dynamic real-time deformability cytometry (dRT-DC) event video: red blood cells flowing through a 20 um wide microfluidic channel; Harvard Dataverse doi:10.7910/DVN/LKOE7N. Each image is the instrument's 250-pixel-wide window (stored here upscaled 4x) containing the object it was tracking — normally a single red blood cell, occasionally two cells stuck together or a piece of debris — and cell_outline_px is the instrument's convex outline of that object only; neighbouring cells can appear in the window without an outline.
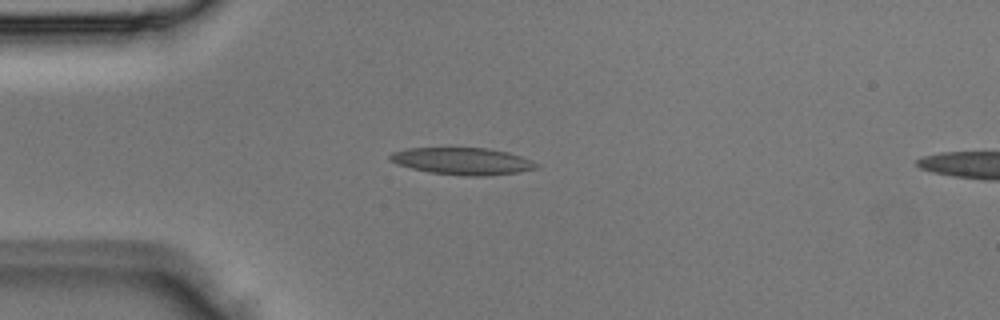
{"species": "Egyptian fruit bat (a non-hibernating species)", "species_latin": "Rousettus aegyptiacus", "temperature_condition": "room temperature", "stored_images_in_passage": 4, "camera_frame_rate_fps": 3000, "um_per_image_px": 0.085, "animal": {"sex": "male"}, "frame": {"image": 1, "passage_image": 4, "time_ms": 1.0, "image_size_px": [1000, 320], "cell_outline_px": [[540, 168], [516, 172], [488, 176], [464, 176], [428, 172], [396, 164], [388, 160], [388, 156], [392, 152], [408, 148], [448, 144], [488, 148], [508, 152], [532, 160], [540, 164]], "centroid_in_image_um": [39.25, 13.64], "position_along_channel_um": 45.7, "area_um2": 24.39}}